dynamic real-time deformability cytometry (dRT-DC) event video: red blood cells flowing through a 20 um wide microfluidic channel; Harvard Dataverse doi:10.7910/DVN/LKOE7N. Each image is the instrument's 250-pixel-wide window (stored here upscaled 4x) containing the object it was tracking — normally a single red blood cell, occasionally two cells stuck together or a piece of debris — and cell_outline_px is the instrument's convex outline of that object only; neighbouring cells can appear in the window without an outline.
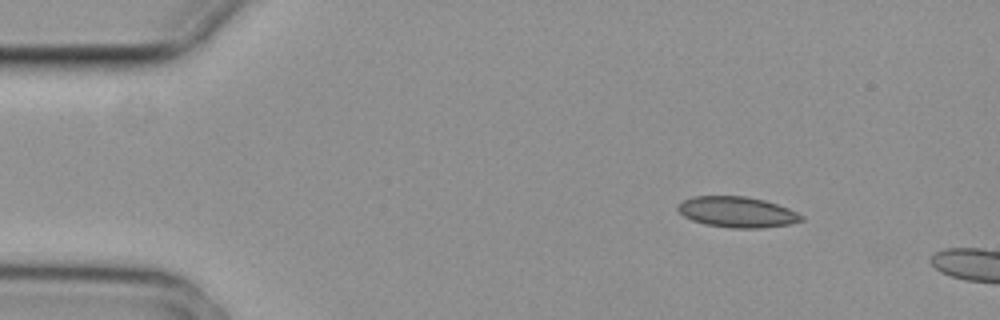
{"species": "common noctule bat (a hibernating species)", "species_latin": "Nyctalus noctula", "temperature_condition": "cold", "stored_images_in_passage": 2, "camera_frame_rate_fps": 3000, "um_per_image_px": 0.085, "animal": {"sex": "female", "body_mass_g": 29.2, "forearm_length_mm": 56.3}, "frame": {"image": 1, "passage_image": 1, "time_ms": 0.0, "image_size_px": [1000, 320], "cell_outline_px": [[804, 220], [788, 224], [764, 228], [728, 228], [704, 224], [692, 220], [684, 216], [676, 208], [676, 204], [692, 196], [744, 196], [764, 200], [788, 208], [804, 216]], "centroid_in_image_um": [62.63, 18.03], "position_along_channel_um": 22.4, "area_um2": 22.2}}